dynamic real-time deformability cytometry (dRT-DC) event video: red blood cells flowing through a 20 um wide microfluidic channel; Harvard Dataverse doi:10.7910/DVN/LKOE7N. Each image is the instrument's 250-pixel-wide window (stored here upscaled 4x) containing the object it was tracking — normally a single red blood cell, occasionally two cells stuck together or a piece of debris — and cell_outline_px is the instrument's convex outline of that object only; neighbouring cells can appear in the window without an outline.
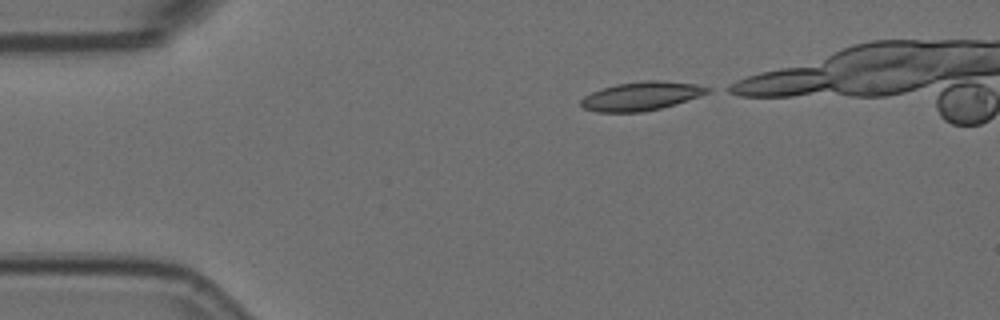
{"species": "Egyptian fruit bat (a non-hibernating species)", "species_latin": "Rousettus aegyptiacus", "temperature_condition": "room temperature", "stored_images_in_passage": 5, "camera_frame_rate_fps": 3000, "um_per_image_px": 0.085, "animal": {"sex": "female"}, "frame": {"image": 1, "passage_image": 1, "time_ms": 0.0, "image_size_px": [1000, 320], "cell_outline_px": [[712, 92], [700, 96], [660, 108], [644, 112], [596, 112], [584, 108], [580, 104], [580, 100], [584, 96], [592, 92], [616, 84], [648, 80], [660, 80], [696, 84], [712, 88]], "centroid_in_image_um": [54.53, 8.17], "position_along_channel_um": 30.5, "area_um2": 21.1}}